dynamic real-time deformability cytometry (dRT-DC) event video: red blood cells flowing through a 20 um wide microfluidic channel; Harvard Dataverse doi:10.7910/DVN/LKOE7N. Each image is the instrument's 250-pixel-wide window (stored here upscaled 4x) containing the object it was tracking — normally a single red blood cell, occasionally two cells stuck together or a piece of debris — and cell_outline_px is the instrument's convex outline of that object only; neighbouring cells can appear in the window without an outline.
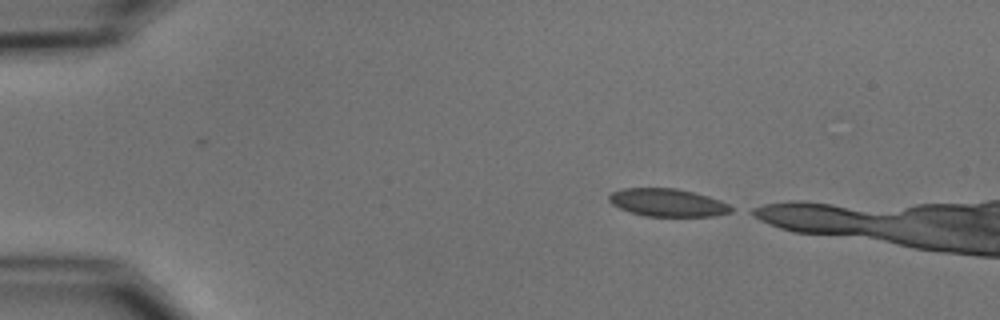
{"species": "common noctule bat (a hibernating species)", "species_latin": "Nyctalus noctula", "temperature_condition": "cold", "stored_images_in_passage": 4, "camera_frame_rate_fps": 3000, "um_per_image_px": 0.085, "animal": {"sex": "male", "body_mass_g": 15.6}, "frame": {"image": 1, "passage_image": 4, "time_ms": 4.333, "image_size_px": [1000, 320], "cell_outline_px": [[736, 208], [732, 212], [712, 216], [644, 216], [620, 208], [612, 204], [608, 200], [608, 196], [612, 192], [620, 188], [676, 188], [708, 196], [720, 200]], "centroid_in_image_um": [56.75, 17.22], "position_along_channel_um": 28.2, "area_um2": 19.83}}